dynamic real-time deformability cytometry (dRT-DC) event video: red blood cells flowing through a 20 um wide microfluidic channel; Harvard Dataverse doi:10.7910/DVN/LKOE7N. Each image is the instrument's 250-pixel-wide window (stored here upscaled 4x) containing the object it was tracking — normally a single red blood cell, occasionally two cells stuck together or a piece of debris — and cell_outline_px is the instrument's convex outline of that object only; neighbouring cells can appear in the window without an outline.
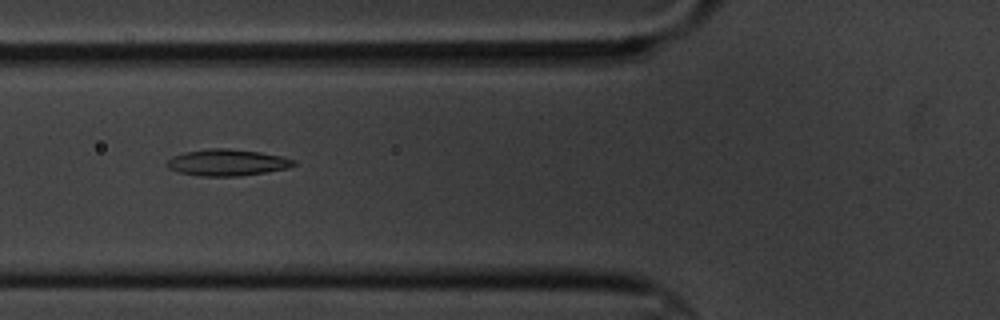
{"species": "common noctule bat (a hibernating species)", "species_latin": "Nyctalus noctula", "temperature_condition": "cold", "stored_images_in_passage": 8, "camera_frame_rate_fps": 3000, "um_per_image_px": 0.085, "animal": {"sex": "male", "body_mass_g": 20.1, "forearm_length_mm": 53.5}, "frame": {"image": 1, "passage_image": 4, "time_ms": 3.333, "image_size_px": [1000, 320], "cell_outline_px": [[296, 164], [288, 168], [240, 176], [200, 176], [180, 172], [168, 168], [164, 164], [172, 156], [184, 152], [208, 148], [228, 148], [260, 152], [280, 156], [296, 160]], "centroid_in_image_um": [19.28, 13.81], "position_along_channel_um": 106.5, "area_um2": 19.59}}
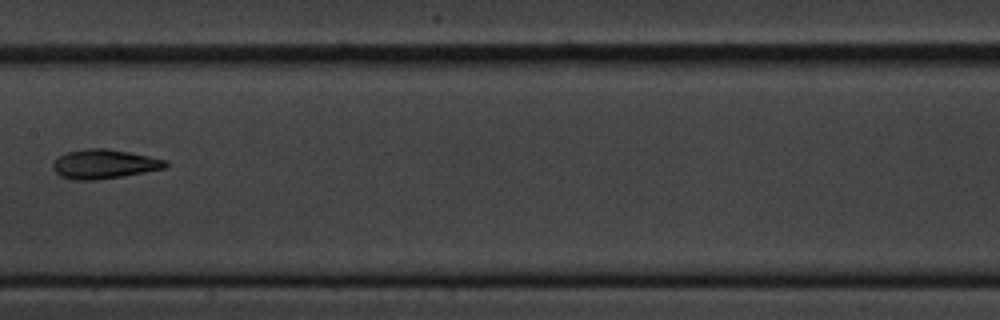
{"frame": {"image": 2, "passage_image": 6, "time_ms": 6.0, "image_size_px": [1000, 320], "cell_outline_px": [[168, 164], [164, 168], [144, 172], [120, 176], [92, 180], [72, 180], [60, 176], [52, 168], [52, 164], [60, 156], [68, 152], [84, 148], [108, 148], [168, 160]], "centroid_in_image_um": [8.84, 13.94], "position_along_channel_um": 198.6, "area_um2": 19.02}}
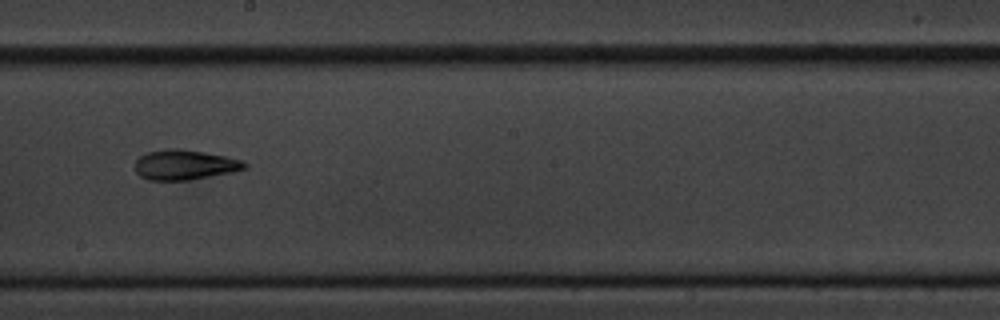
{"frame": {"image": 3, "passage_image": 7, "time_ms": 7.0, "image_size_px": [1000, 320], "cell_outline_px": [[248, 168], [236, 172], [188, 180], [148, 180], [140, 176], [136, 172], [136, 160], [140, 156], [148, 152], [168, 148], [180, 148], [224, 156], [244, 160], [248, 164]], "centroid_in_image_um": [15.75, 14.01], "position_along_channel_um": 232.5, "area_um2": 19.31}}